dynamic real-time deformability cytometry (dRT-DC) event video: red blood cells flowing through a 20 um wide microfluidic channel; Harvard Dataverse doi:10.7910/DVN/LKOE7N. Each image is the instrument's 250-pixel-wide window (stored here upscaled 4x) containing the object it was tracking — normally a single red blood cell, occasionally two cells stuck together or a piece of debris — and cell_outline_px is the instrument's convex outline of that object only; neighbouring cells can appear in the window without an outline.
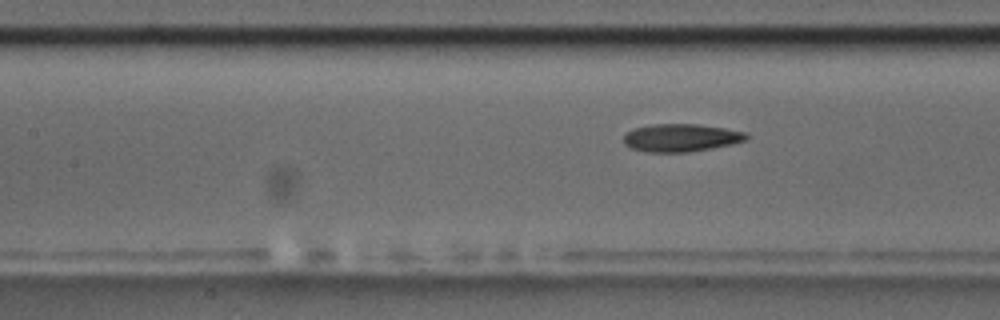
{"species": "common noctule bat (a hibernating species)", "species_latin": "Nyctalus noctula", "temperature_condition": "room temperature", "stored_images_in_passage": 8, "segment_of_instrument_passage": [2, 2], "camera_frame_rate_fps": 3000, "um_per_image_px": 0.085, "animal": {"sex": "male", "body_mass_g": 17.5, "forearm_length_mm": 52.3}, "frame": {"image": 1, "passage_image": 8, "time_ms": 9.0, "image_size_px": [1000, 320], "cell_outline_px": [[748, 140], [732, 144], [688, 152], [648, 152], [632, 148], [624, 144], [624, 136], [632, 128], [652, 124], [696, 124], [724, 128], [744, 132], [748, 136]], "centroid_in_image_um": [57.87, 11.7], "position_along_channel_um": 149.5, "area_um2": 19.77}}